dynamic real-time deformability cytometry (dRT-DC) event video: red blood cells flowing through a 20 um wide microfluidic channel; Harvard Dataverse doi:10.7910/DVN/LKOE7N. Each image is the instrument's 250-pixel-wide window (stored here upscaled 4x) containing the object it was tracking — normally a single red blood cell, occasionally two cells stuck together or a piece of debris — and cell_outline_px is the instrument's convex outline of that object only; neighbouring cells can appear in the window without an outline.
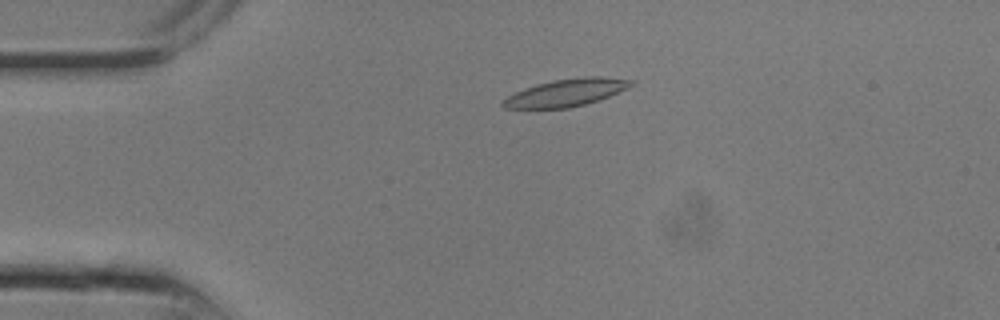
{"species": "common noctule bat (a hibernating species)", "species_latin": "Nyctalus noctula", "temperature_condition": "room temperature", "stored_images_in_passage": 8, "camera_frame_rate_fps": 3000, "um_per_image_px": 0.085, "animal": {"sex": "male", "body_mass_g": 13.3}, "frame": {"image": 1, "passage_image": 6, "time_ms": 1.667, "image_size_px": [1000, 320], "cell_outline_px": [[636, 84], [628, 88], [608, 96], [584, 104], [568, 108], [504, 108], [500, 104], [508, 96], [524, 88], [536, 84], [552, 80], [584, 76], [600, 76], [636, 80]], "centroid_in_image_um": [48.16, 7.85], "position_along_channel_um": 36.8, "area_um2": 20.4}}